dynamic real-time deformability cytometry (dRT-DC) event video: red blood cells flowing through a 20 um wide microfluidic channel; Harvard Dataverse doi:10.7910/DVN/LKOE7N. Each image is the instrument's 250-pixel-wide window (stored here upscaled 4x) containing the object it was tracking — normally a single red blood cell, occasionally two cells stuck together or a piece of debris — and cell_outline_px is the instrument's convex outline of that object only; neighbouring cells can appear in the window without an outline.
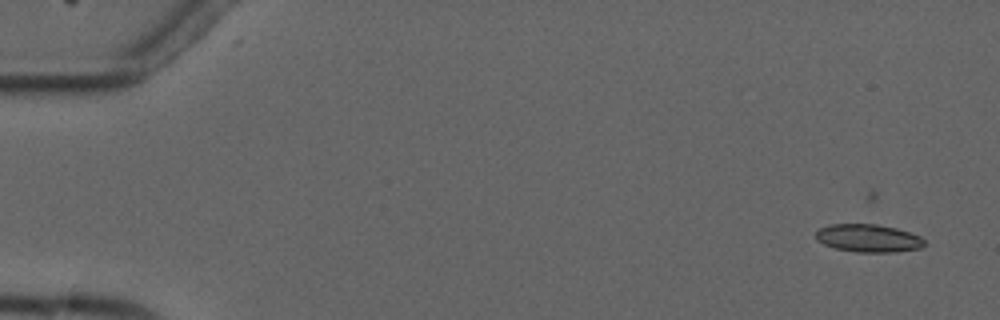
{"species": "common noctule bat (a hibernating species)", "species_latin": "Nyctalus noctula", "temperature_condition": "cold", "stored_images_in_passage": 5, "camera_frame_rate_fps": 3000, "um_per_image_px": 0.085, "animal": {"sex": "male", "forearm_length_mm": 52.5}, "frame": {"image": 1, "passage_image": 1, "time_ms": 0.0, "image_size_px": [1000, 320], "cell_outline_px": [[924, 244], [920, 248], [896, 252], [856, 252], [836, 248], [824, 244], [816, 240], [816, 232], [820, 228], [828, 224], [876, 224], [896, 228], [920, 236], [924, 240]], "centroid_in_image_um": [73.79, 20.24], "position_along_channel_um": 11.2, "area_um2": 17.57}}
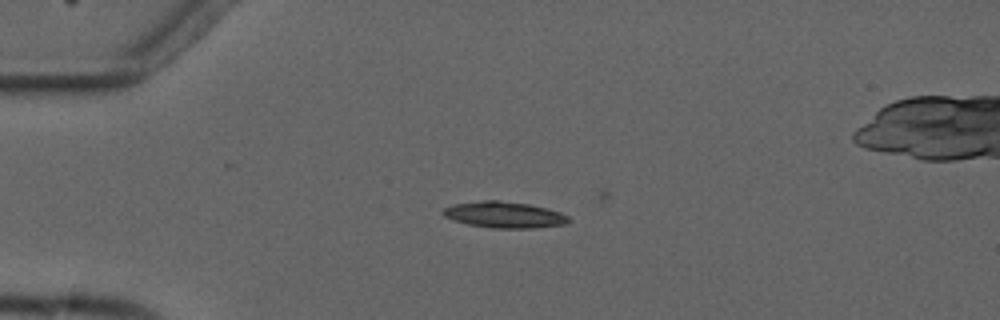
{"frame": {"image": 2, "passage_image": 4, "time_ms": 3.667, "image_size_px": [1000, 320], "cell_outline_px": [[572, 220], [568, 224], [536, 228], [492, 228], [468, 224], [452, 220], [444, 216], [440, 212], [444, 208], [452, 204], [484, 200], [496, 200], [528, 204], [548, 208], [560, 212], [568, 216]], "centroid_in_image_um": [42.88, 18.26], "position_along_channel_um": 42.1, "area_um2": 19.42}}